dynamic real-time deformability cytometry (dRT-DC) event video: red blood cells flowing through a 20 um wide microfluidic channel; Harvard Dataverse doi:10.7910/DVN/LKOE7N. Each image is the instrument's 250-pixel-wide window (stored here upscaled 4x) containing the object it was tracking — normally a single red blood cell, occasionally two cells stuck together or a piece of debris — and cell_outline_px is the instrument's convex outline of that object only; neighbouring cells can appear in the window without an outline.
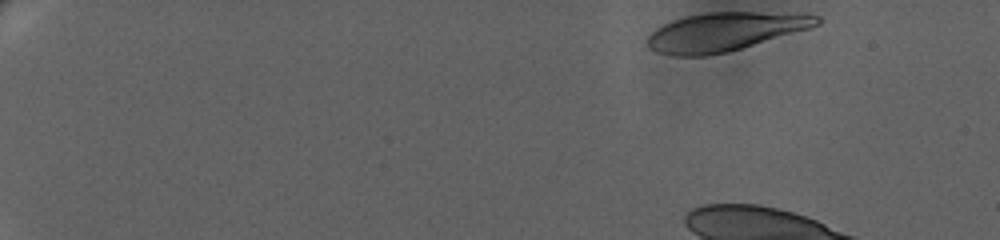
{"species": "human", "species_latin": "Homo sapiens", "temperature_condition": "warm", "stored_images_in_passage": 11, "camera_frame_rate_fps": 3000, "um_per_image_px": 0.085, "donor": {"sex": "female"}, "frame": {"image": 1, "passage_image": 1, "time_ms": 0.0, "image_size_px": [1000, 240], "cell_outline_px": [[820, 24], [812, 28], [728, 52], [704, 56], [672, 56], [656, 52], [648, 48], [648, 36], [656, 28], [672, 20], [684, 16], [708, 12], [808, 12], [820, 16]], "centroid_in_image_um": [61.69, 2.68], "position_along_channel_um": 23.3, "area_um2": 38.73}}